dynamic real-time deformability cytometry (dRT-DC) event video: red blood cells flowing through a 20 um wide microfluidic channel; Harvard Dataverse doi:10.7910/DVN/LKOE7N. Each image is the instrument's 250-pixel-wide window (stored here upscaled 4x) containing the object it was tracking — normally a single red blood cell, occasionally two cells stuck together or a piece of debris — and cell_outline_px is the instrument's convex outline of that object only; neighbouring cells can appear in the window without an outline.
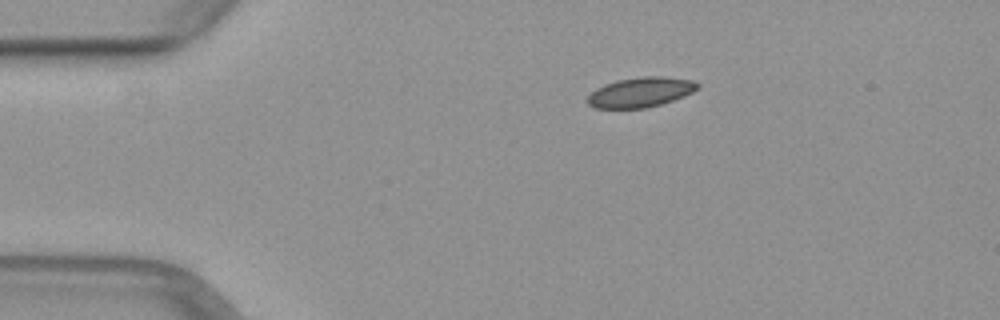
{"species": "common noctule bat (a hibernating species)", "species_latin": "Nyctalus noctula", "temperature_condition": "warm", "stored_images_in_passage": 42, "camera_frame_rate_fps": 3000, "um_per_image_px": 0.085, "animal": {"sex": "female", "body_mass_g": 29.2, "forearm_length_mm": 56.3}, "frame": {"image": 1, "passage_image": 1, "time_ms": 0.0, "image_size_px": [1000, 320], "cell_outline_px": [[700, 88], [684, 96], [660, 104], [644, 108], [592, 108], [588, 104], [588, 96], [596, 88], [604, 84], [616, 80], [644, 76], [664, 76], [692, 80], [700, 84]], "centroid_in_image_um": [54.45, 7.83], "position_along_channel_um": 30.5, "area_um2": 19.19}}
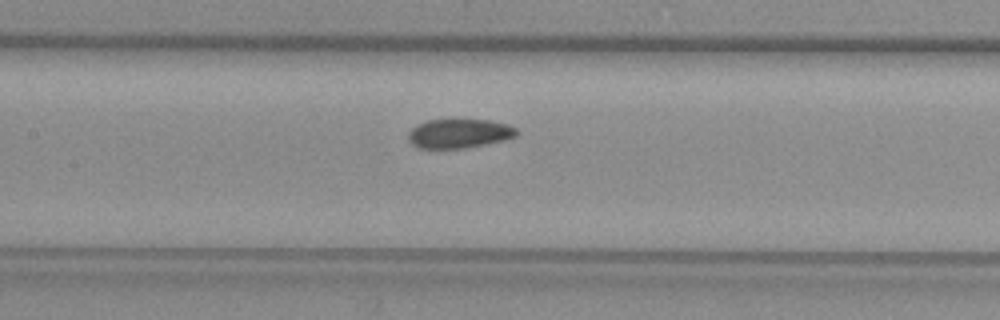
{"frame": {"image": 2, "passage_image": 15, "time_ms": 4.667, "image_size_px": [1000, 320], "cell_outline_px": [[520, 132], [516, 136], [504, 140], [464, 148], [420, 148], [412, 144], [408, 140], [408, 132], [416, 124], [428, 120], [488, 120], [508, 124], [516, 128]], "centroid_in_image_um": [39.03, 11.34], "position_along_channel_um": 168.4, "area_um2": 18.38}}
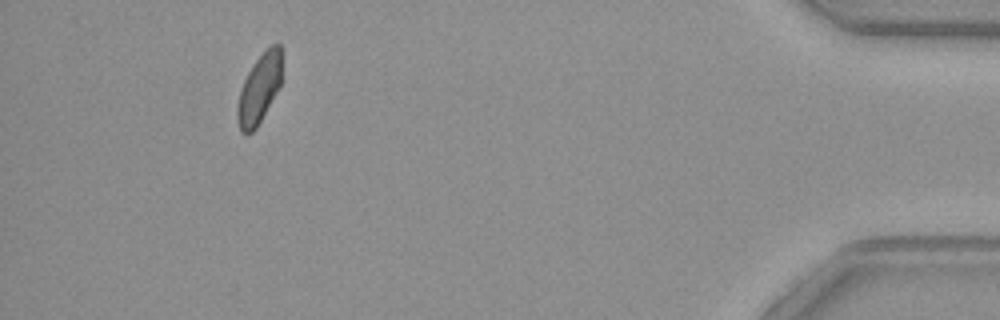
{"frame": {"image": 3, "passage_image": 38, "time_ms": 12.333, "image_size_px": [1000, 320], "cell_outline_px": [[280, 88], [256, 128], [252, 132], [240, 132], [236, 120], [236, 108], [240, 88], [252, 64], [264, 48], [272, 44], [280, 44]], "centroid_in_image_um": [22.0, 7.55], "position_along_channel_um": 413.2, "area_um2": 18.09}}